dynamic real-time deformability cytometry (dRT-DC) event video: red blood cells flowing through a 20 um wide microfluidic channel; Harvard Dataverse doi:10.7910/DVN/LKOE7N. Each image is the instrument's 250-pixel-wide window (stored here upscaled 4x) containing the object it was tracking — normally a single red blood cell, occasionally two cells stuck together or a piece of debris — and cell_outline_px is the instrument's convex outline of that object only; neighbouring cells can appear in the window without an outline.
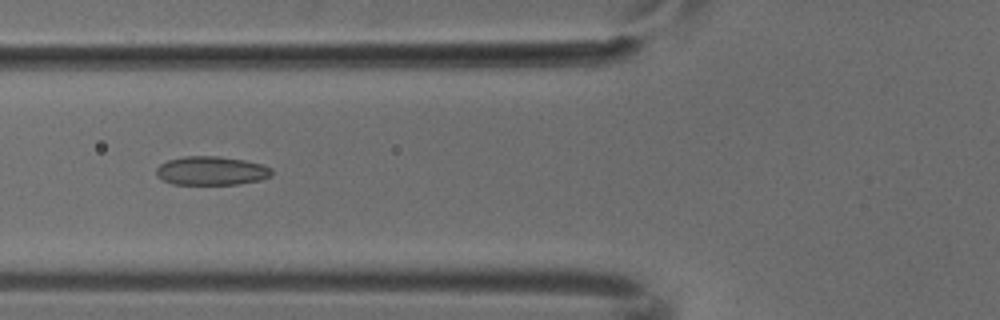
{"species": "common noctule bat (a hibernating species)", "species_latin": "Nyctalus noctula", "temperature_condition": "cold", "stored_images_in_passage": 5, "camera_frame_rate_fps": 3000, "um_per_image_px": 0.085, "animal": {"sex": "male", "body_mass_g": 18.8}, "frame": {"image": 1, "passage_image": 5, "time_ms": 1.333, "image_size_px": [1000, 320], "cell_outline_px": [[272, 176], [260, 180], [240, 184], [172, 184], [156, 176], [156, 168], [160, 164], [168, 160], [184, 156], [216, 156], [244, 160], [264, 164], [272, 168]], "centroid_in_image_um": [17.99, 14.51], "position_along_channel_um": 107.8, "area_um2": 19.48}}